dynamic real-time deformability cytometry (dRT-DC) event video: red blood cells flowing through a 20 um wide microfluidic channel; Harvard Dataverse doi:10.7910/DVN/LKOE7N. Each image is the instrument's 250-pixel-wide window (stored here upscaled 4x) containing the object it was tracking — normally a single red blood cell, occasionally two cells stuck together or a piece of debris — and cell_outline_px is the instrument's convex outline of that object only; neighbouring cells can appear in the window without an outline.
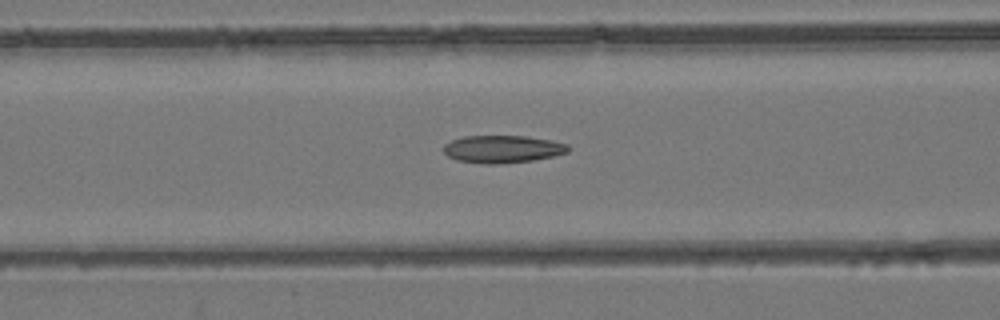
{"species": "common noctule bat (a hibernating species)", "species_latin": "Nyctalus noctula", "temperature_condition": "room temperature", "stored_images_in_passage": 44, "camera_frame_rate_fps": 3000, "um_per_image_px": 0.085, "animal": {"sex": "female", "body_mass_g": 24.6, "forearm_length_mm": 56.2}, "frame": {"image": 1, "passage_image": 18, "time_ms": 5.667, "image_size_px": [1000, 320], "cell_outline_px": [[572, 148], [568, 152], [552, 156], [532, 160], [496, 164], [488, 164], [456, 160], [448, 156], [444, 152], [444, 144], [452, 140], [464, 136], [524, 136], [552, 140], [568, 144]], "centroid_in_image_um": [42.73, 12.66], "position_along_channel_um": 123.9, "area_um2": 19.94}}
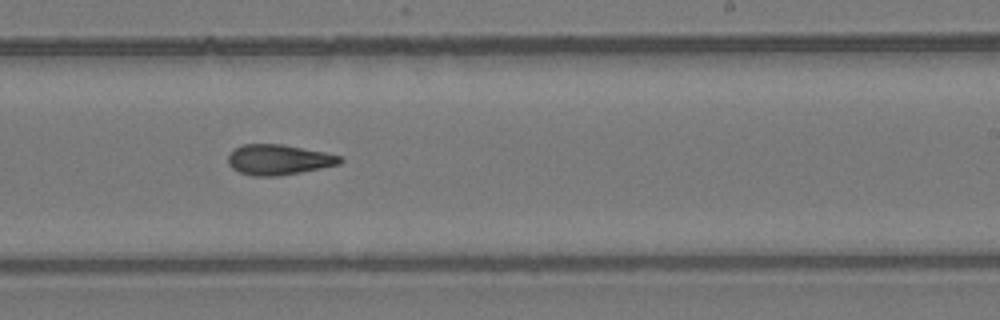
{"frame": {"image": 2, "passage_image": 29, "time_ms": 9.333, "image_size_px": [1000, 320], "cell_outline_px": [[344, 160], [340, 164], [300, 172], [276, 176], [252, 176], [240, 172], [232, 168], [228, 164], [228, 156], [236, 148], [244, 144], [284, 144], [324, 152], [340, 156]], "centroid_in_image_um": [23.69, 13.57], "position_along_channel_um": 265.3, "area_um2": 19.65}}
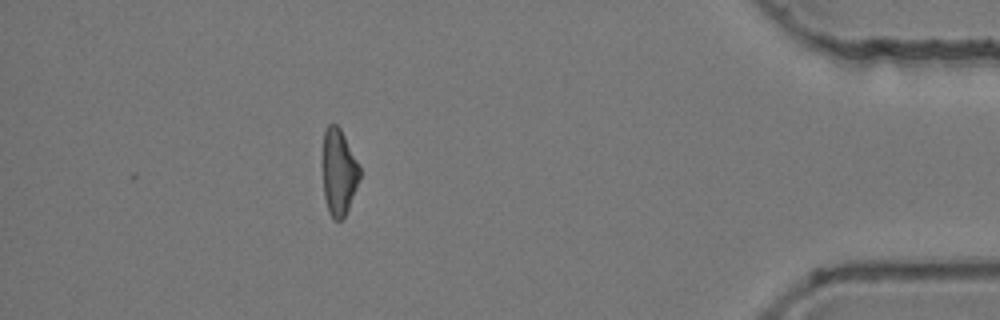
{"frame": {"image": 3, "passage_image": 44, "time_ms": 14.333, "image_size_px": [1000, 320], "cell_outline_px": [[360, 180], [348, 208], [344, 216], [340, 220], [332, 220], [328, 212], [324, 196], [324, 132], [328, 124], [336, 124], [340, 128], [360, 168]], "centroid_in_image_um": [28.81, 14.67], "position_along_channel_um": 406.4, "area_um2": 18.21}, "authors_computed_cell_mechanics": {"area_um2": 19.8254, "velocity_mm_per_s": 3.8592, "shape_relaxation_time_tau1_ms": null, "shape_relaxation_time_tau2_ms": 3.779, "deformation_change_tau1": null, "deformation_change_tau2": 0.1253}}